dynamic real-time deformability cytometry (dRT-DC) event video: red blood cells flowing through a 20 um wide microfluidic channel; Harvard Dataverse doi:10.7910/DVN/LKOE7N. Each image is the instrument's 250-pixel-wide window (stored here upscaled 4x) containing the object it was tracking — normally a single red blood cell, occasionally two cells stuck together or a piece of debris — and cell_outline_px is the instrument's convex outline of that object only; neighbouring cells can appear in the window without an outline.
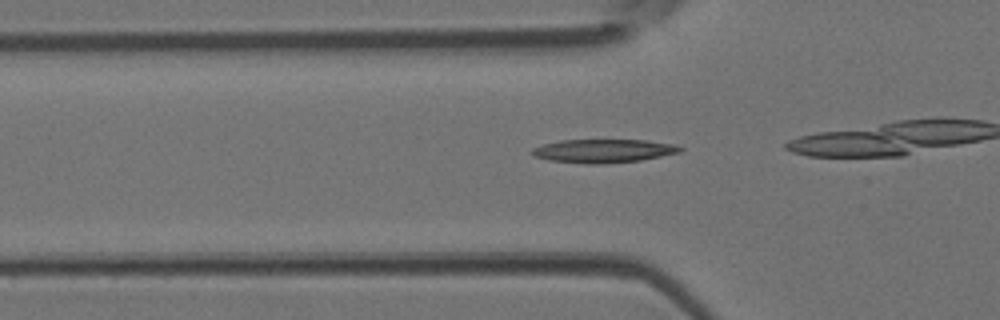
{"species": "Egyptian fruit bat (a non-hibernating species)", "species_latin": "Rousettus aegyptiacus", "temperature_condition": "room temperature", "stored_images_in_passage": 13, "camera_frame_rate_fps": 3000, "um_per_image_px": 0.085, "animal": {"sex": "female"}, "frame": {"image": 1, "passage_image": 8, "time_ms": 2.333, "image_size_px": [1000, 320], "cell_outline_px": [[684, 148], [680, 152], [640, 160], [604, 164], [588, 164], [548, 160], [536, 156], [532, 152], [532, 148], [544, 144], [560, 140], [644, 140], [676, 144]], "centroid_in_image_um": [51.32, 12.82], "position_along_channel_um": 74.5, "area_um2": 20.17}}